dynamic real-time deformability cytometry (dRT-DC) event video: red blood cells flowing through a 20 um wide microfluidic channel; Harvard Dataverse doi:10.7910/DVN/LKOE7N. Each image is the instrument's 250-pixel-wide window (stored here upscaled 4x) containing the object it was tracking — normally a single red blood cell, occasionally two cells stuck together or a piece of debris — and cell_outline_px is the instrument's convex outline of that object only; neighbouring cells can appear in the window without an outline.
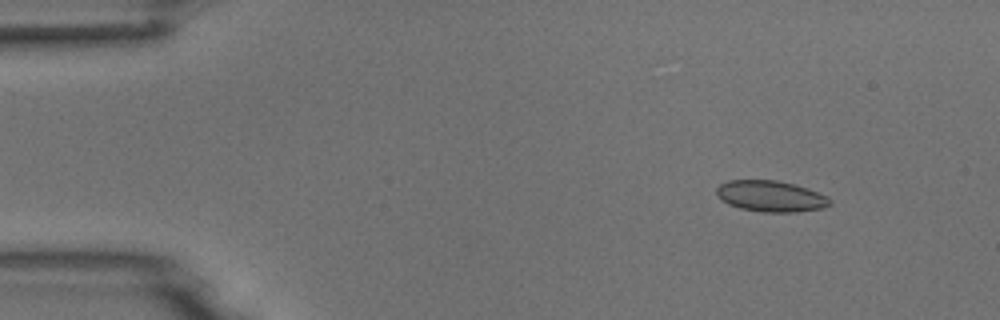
{"species": "common noctule bat (a hibernating species)", "species_latin": "Nyctalus noctula", "temperature_condition": "room temperature", "stored_images_in_passage": 8, "camera_frame_rate_fps": 3000, "um_per_image_px": 0.085, "animal": {"sex": "male", "body_mass_g": 18.8}, "frame": {"image": 1, "passage_image": 1, "time_ms": 0.0, "image_size_px": [1000, 320], "cell_outline_px": [[832, 204], [824, 208], [796, 212], [764, 212], [740, 208], [728, 204], [720, 200], [716, 196], [716, 188], [720, 184], [728, 180], [776, 180], [808, 188], [828, 196], [832, 200]], "centroid_in_image_um": [65.52, 16.68], "position_along_channel_um": 19.5, "area_um2": 20.75}}
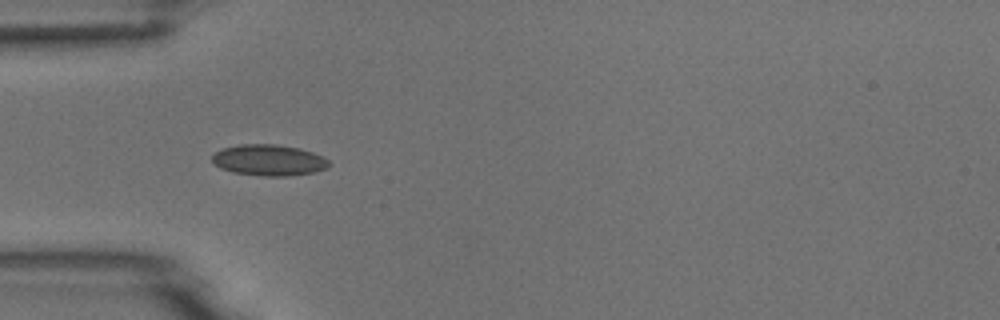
{"frame": {"image": 2, "passage_image": 4, "time_ms": 3.333, "image_size_px": [1000, 320], "cell_outline_px": [[332, 164], [328, 168], [312, 172], [288, 176], [264, 176], [232, 172], [220, 168], [212, 160], [212, 156], [220, 148], [240, 144], [276, 144], [300, 148], [324, 156]], "centroid_in_image_um": [22.87, 13.6], "position_along_channel_um": 62.1, "area_um2": 21.33}}